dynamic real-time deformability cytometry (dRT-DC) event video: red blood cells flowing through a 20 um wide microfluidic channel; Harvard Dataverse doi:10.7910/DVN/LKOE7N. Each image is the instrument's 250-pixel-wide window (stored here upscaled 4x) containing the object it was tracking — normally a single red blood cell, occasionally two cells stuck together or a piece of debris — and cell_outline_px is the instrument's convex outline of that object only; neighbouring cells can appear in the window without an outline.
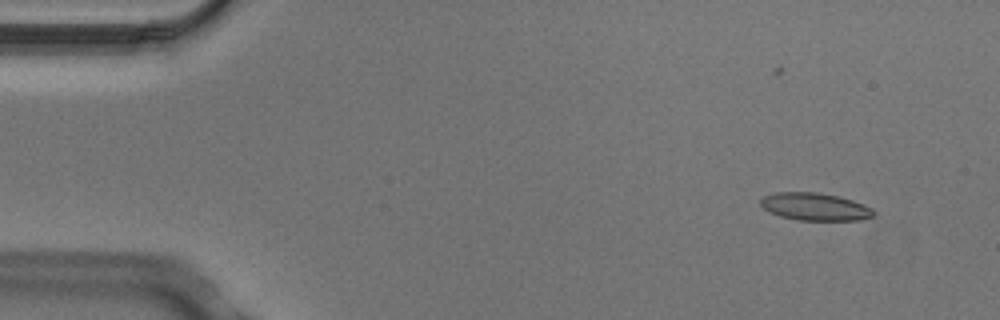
{"species": "Egyptian fruit bat (a non-hibernating species)", "species_latin": "Rousettus aegyptiacus", "temperature_condition": "cold", "stored_images_in_passage": 5, "camera_frame_rate_fps": 3000, "um_per_image_px": 0.085, "animal": {"sex": "male"}, "frame": {"image": 1, "passage_image": 2, "time_ms": 0.333, "image_size_px": [1000, 320], "cell_outline_px": [[876, 212], [872, 216], [860, 220], [796, 220], [780, 216], [768, 212], [760, 204], [760, 200], [764, 196], [776, 192], [816, 192], [836, 196], [852, 200], [864, 204], [872, 208]], "centroid_in_image_um": [69.26, 17.57], "position_along_channel_um": 15.7, "area_um2": 18.15}}
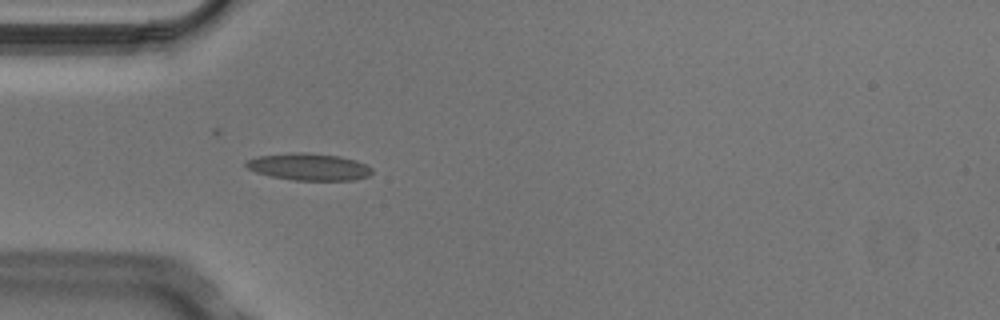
{"frame": {"image": 2, "passage_image": 5, "time_ms": 1.333, "image_size_px": [1000, 320], "cell_outline_px": [[372, 172], [368, 176], [352, 180], [292, 180], [272, 176], [256, 172], [248, 168], [244, 164], [244, 160], [256, 156], [292, 152], [308, 152], [340, 156], [356, 160], [372, 168]], "centroid_in_image_um": [26.21, 14.16], "position_along_channel_um": 58.8, "area_um2": 19.94}}